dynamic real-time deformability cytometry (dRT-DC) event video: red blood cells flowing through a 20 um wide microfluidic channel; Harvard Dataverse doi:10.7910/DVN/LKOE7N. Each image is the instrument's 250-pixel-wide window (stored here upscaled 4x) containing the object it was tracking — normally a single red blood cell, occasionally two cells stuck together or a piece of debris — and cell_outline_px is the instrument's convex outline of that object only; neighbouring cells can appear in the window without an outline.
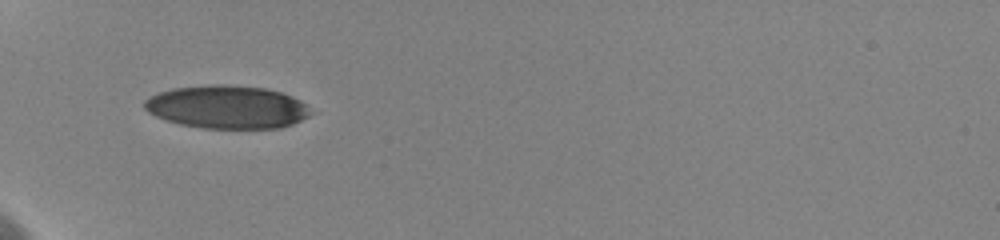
{"species": "human", "species_latin": "Homo sapiens", "temperature_condition": "cold", "stored_images_in_passage": 58, "camera_frame_rate_fps": 3000, "um_per_image_px": 0.085, "donor": {"sex": "female"}, "frame": {"image": 1, "passage_image": 1, "time_ms": 0.0, "image_size_px": [1000, 240], "cell_outline_px": [[320, 112], [292, 124], [280, 128], [204, 128], [180, 124], [164, 120], [148, 112], [144, 108], [144, 100], [160, 92], [172, 88], [212, 84], [224, 84], [264, 88], [280, 92], [292, 96], [300, 100]], "centroid_in_image_um": [19.37, 9.1], "position_along_channel_um": 65.6, "area_um2": 42.19}}
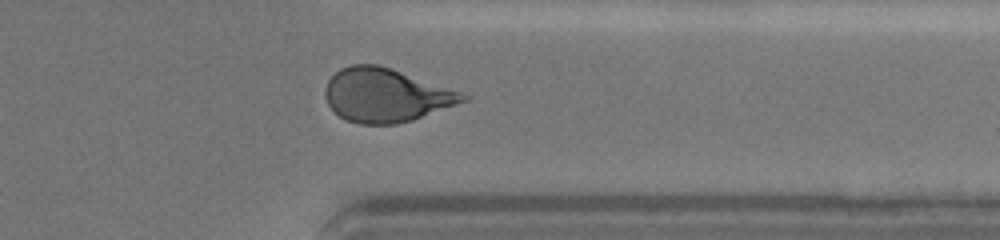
{"frame": {"image": 2, "passage_image": 43, "time_ms": 9.0, "image_size_px": [1000, 240], "cell_outline_px": [[468, 100], [412, 120], [396, 124], [360, 124], [348, 120], [340, 116], [328, 104], [324, 96], [324, 88], [328, 80], [340, 68], [352, 64], [376, 64], [392, 68], [460, 92], [468, 96]], "centroid_in_image_um": [32.76, 8.08], "position_along_channel_um": 378.6, "area_um2": 42.66}}
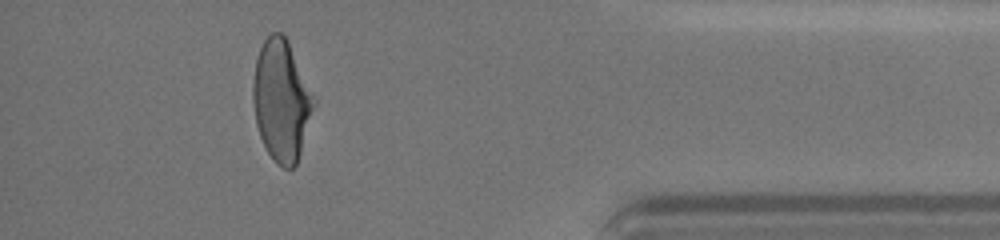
{"frame": {"image": 3, "passage_image": 51, "time_ms": 10.667, "image_size_px": [1000, 240], "cell_outline_px": [[316, 104], [296, 164], [292, 168], [284, 168], [276, 164], [268, 152], [260, 136], [256, 124], [252, 100], [252, 80], [256, 60], [260, 48], [264, 40], [272, 32], [280, 32], [288, 40], [316, 100]], "centroid_in_image_um": [23.91, 8.53], "position_along_channel_um": 411.3, "area_um2": 42.89}, "authors_computed_cell_mechanics": {"area_um2": 43.35, "velocity_mm_per_s": 3.608, "shape_relaxation_time_tau1_ms": 4.0889, "shape_relaxation_time_tau2_ms": 1.0651, "deformation_change_tau1": 0.1645, "deformation_change_tau2": 0.0771}}